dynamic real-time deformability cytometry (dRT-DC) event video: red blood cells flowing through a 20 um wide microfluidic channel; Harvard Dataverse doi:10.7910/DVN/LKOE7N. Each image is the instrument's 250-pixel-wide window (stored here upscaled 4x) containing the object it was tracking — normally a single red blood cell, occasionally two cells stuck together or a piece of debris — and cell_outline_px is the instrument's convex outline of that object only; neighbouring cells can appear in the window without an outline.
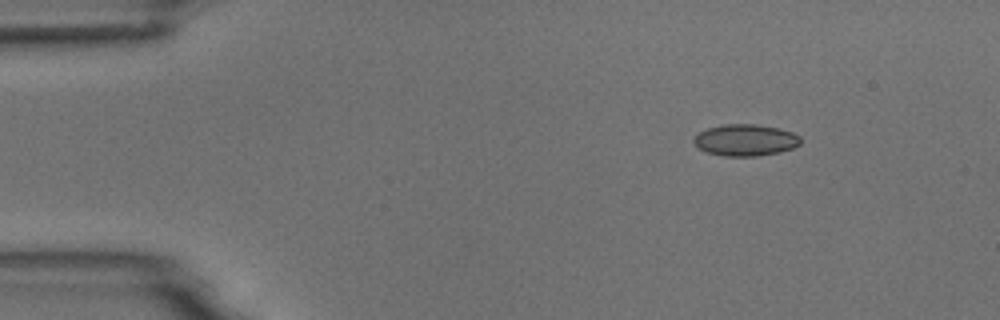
{"species": "common noctule bat (a hibernating species)", "species_latin": "Nyctalus noctula", "temperature_condition": "room temperature", "stored_images_in_passage": 4, "camera_frame_rate_fps": 3000, "um_per_image_px": 0.085, "animal": {"sex": "male", "body_mass_g": 18.8}, "frame": {"image": 1, "passage_image": 1, "time_ms": 0.0, "image_size_px": [1000, 320], "cell_outline_px": [[800, 144], [792, 148], [780, 152], [756, 156], [724, 156], [708, 152], [700, 148], [692, 140], [700, 132], [708, 128], [724, 124], [756, 124], [780, 128], [792, 132], [800, 136]], "centroid_in_image_um": [63.39, 11.9], "position_along_channel_um": 21.6, "area_um2": 19.54}}